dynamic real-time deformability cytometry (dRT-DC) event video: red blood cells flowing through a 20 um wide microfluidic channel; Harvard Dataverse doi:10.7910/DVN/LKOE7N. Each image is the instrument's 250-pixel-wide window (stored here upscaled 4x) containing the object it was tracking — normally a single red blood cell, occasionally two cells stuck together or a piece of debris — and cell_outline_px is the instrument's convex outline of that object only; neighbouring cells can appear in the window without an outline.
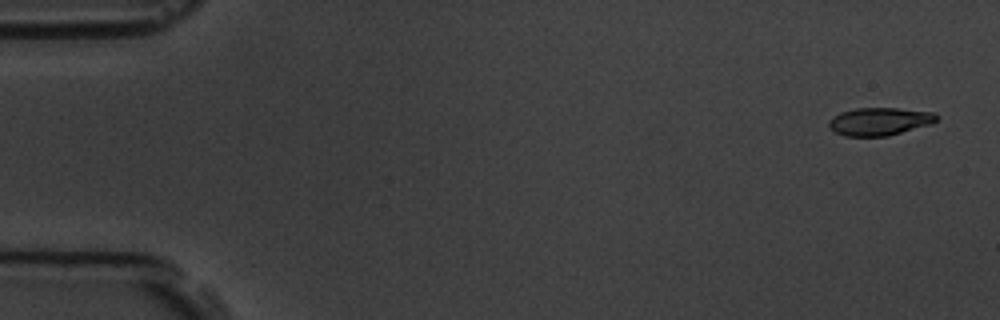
{"species": "common noctule bat (a hibernating species)", "species_latin": "Nyctalus noctula", "temperature_condition": "room temperature", "stored_images_in_passage": 5, "camera_frame_rate_fps": 3000, "um_per_image_px": 0.085, "animal": {"sex": "male", "body_mass_g": 19.5, "forearm_length_mm": 54.6}, "frame": {"image": 1, "passage_image": 1, "time_ms": 0.0, "image_size_px": [1000, 320], "cell_outline_px": [[940, 116], [932, 124], [888, 136], [844, 136], [836, 132], [828, 124], [828, 120], [832, 116], [840, 112], [856, 108], [896, 108], [936, 112]], "centroid_in_image_um": [74.79, 10.31], "position_along_channel_um": 10.2, "area_um2": 17.63}}
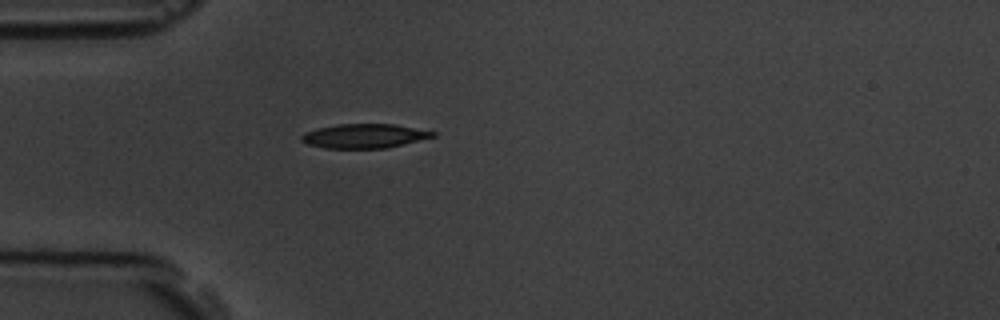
{"frame": {"image": 2, "passage_image": 5, "time_ms": 4.667, "image_size_px": [1000, 320], "cell_outline_px": [[436, 136], [384, 148], [324, 148], [308, 144], [300, 140], [300, 136], [304, 132], [316, 128], [336, 124], [396, 124], [436, 132]], "centroid_in_image_um": [30.91, 11.55], "position_along_channel_um": 54.1, "area_um2": 18.5}}